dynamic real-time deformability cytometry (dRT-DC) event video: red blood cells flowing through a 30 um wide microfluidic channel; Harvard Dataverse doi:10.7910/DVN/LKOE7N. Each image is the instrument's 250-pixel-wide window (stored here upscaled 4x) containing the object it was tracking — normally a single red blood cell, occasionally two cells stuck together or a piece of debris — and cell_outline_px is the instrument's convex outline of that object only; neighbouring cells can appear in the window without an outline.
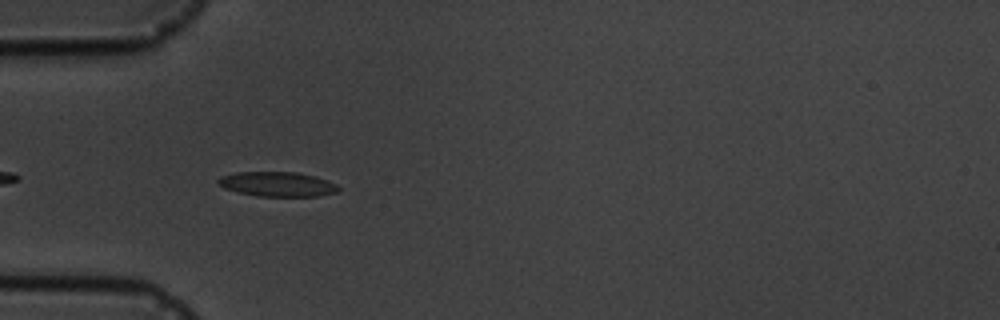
{"species": "common noctule bat (a hibernating species)", "species_latin": "Nyctalus noctula", "temperature_condition": "cold", "stored_images_in_passage": 4, "camera_frame_rate_fps": 3000, "um_per_image_px": 0.085, "animal": {"sex": "male", "body_mass_g": 19.5, "forearm_length_mm": 54.6}, "frame": {"image": 1, "passage_image": 4, "time_ms": 4.333, "image_size_px": [1000, 320], "cell_outline_px": [[340, 188], [336, 192], [316, 196], [256, 196], [224, 188], [216, 180], [220, 176], [236, 172], [296, 172], [316, 176], [336, 184]], "centroid_in_image_um": [23.57, 15.64], "position_along_channel_um": 61.4, "area_um2": 17.17}}